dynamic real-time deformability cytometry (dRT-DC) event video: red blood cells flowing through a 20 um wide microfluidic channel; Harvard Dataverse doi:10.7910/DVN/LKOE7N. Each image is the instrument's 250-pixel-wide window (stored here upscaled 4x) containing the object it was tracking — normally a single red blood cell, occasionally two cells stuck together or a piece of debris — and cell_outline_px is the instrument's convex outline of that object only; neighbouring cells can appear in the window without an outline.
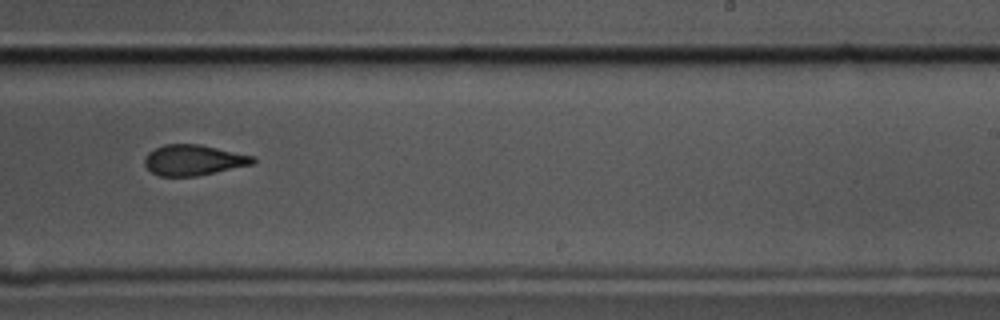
{"species": "common noctule bat (a hibernating species)", "species_latin": "Nyctalus noctula", "temperature_condition": "cold", "stored_images_in_passage": 11, "camera_frame_rate_fps": 3000, "um_per_image_px": 0.085, "animal": {"sex": "male", "body_mass_g": 17.5, "forearm_length_mm": 52.3}, "frame": {"image": 1, "passage_image": 10, "time_ms": 3.0, "image_size_px": [1000, 320], "cell_outline_px": [[256, 160], [252, 164], [196, 176], [160, 176], [152, 172], [144, 164], [144, 160], [148, 152], [164, 144], [200, 144], [256, 156]], "centroid_in_image_um": [16.45, 13.59], "position_along_channel_um": 272.5, "area_um2": 19.25}}
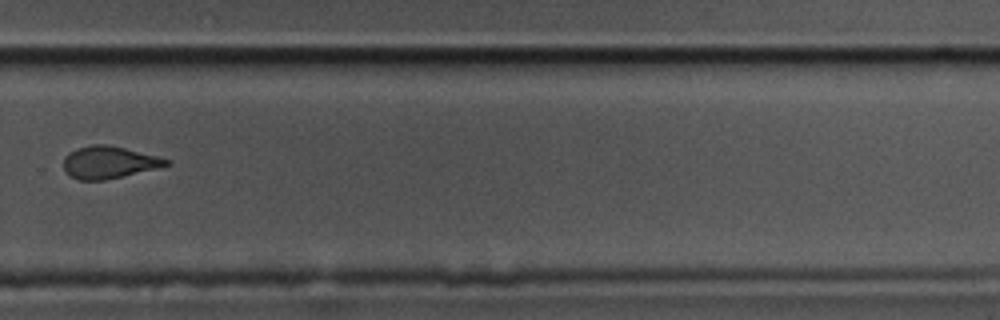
{"frame": {"image": 2, "passage_image": 11, "time_ms": 3.333, "image_size_px": [1000, 320], "cell_outline_px": [[172, 164], [104, 180], [80, 180], [68, 176], [64, 172], [64, 156], [68, 152], [76, 148], [92, 144], [108, 144], [160, 156], [168, 160]], "centroid_in_image_um": [9.21, 13.78], "position_along_channel_um": 320.6, "area_um2": 19.36}}